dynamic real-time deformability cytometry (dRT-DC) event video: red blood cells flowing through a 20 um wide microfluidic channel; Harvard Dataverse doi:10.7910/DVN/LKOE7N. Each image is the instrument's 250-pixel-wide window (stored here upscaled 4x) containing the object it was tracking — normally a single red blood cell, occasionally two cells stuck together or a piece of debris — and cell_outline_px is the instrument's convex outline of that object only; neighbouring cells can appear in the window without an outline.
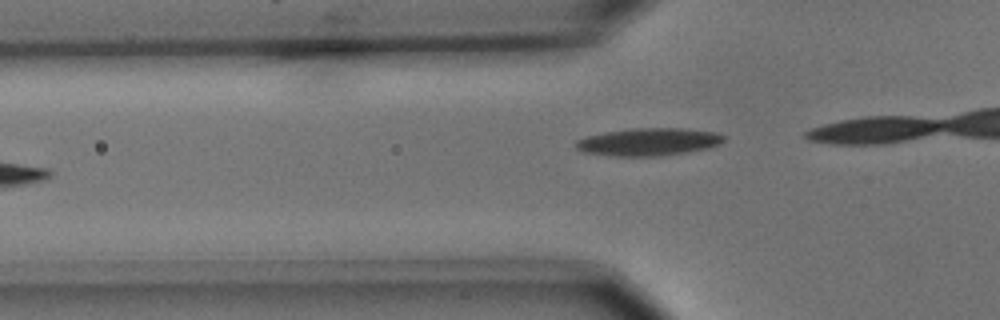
{"species": "common noctule bat (a hibernating species)", "species_latin": "Nyctalus noctula", "temperature_condition": "cold", "stored_images_in_passage": 5, "camera_frame_rate_fps": 3000, "um_per_image_px": 0.085, "animal": {"sex": "male", "body_mass_g": 15.6}, "frame": {"image": 1, "passage_image": 5, "time_ms": 5.667, "image_size_px": [1000, 320], "cell_outline_px": [[724, 140], [720, 144], [708, 148], [660, 156], [612, 156], [584, 152], [576, 148], [576, 140], [588, 136], [604, 132], [632, 128], [684, 128], [716, 132], [724, 136]], "centroid_in_image_um": [55.13, 12.05], "position_along_channel_um": 70.7, "area_um2": 23.76}}